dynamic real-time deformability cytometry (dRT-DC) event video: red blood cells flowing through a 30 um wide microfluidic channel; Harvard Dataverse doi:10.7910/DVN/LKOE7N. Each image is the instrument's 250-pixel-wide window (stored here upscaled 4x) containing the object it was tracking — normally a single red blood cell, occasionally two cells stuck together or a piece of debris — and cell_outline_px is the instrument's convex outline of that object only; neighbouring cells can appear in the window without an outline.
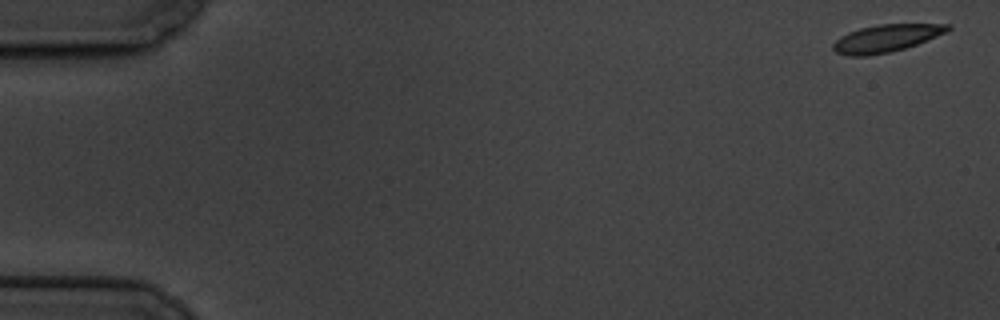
{"species": "common noctule bat (a hibernating species)", "species_latin": "Nyctalus noctula", "temperature_condition": "cold", "stored_images_in_passage": 6, "segment_of_instrument_passage": [1, 2], "camera_frame_rate_fps": 3000, "um_per_image_px": 0.085, "animal": {"sex": "male", "body_mass_g": 19.5, "forearm_length_mm": 54.6}, "frame": {"image": 1, "passage_image": 1, "time_ms": 0.0, "image_size_px": [1000, 320], "cell_outline_px": [[952, 28], [948, 32], [916, 44], [904, 48], [888, 52], [864, 56], [848, 56], [836, 52], [832, 48], [832, 44], [840, 36], [848, 32], [860, 28], [880, 24], [952, 24]], "centroid_in_image_um": [75.33, 3.24], "position_along_channel_um": 9.7, "area_um2": 18.26}}
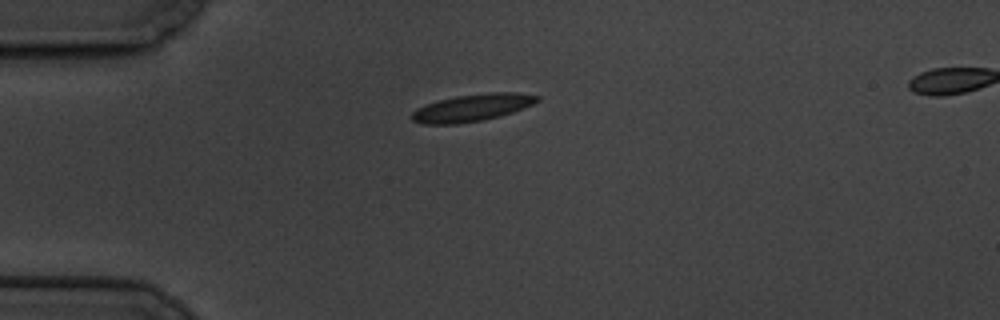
{"frame": {"image": 2, "passage_image": 5, "time_ms": 4.667, "image_size_px": [1000, 320], "cell_outline_px": [[540, 100], [532, 104], [512, 112], [500, 116], [484, 120], [456, 124], [424, 124], [412, 120], [408, 116], [416, 108], [440, 100], [456, 96], [488, 92], [516, 92], [540, 96]], "centroid_in_image_um": [40.12, 9.16], "position_along_channel_um": 44.9, "area_um2": 19.88}}